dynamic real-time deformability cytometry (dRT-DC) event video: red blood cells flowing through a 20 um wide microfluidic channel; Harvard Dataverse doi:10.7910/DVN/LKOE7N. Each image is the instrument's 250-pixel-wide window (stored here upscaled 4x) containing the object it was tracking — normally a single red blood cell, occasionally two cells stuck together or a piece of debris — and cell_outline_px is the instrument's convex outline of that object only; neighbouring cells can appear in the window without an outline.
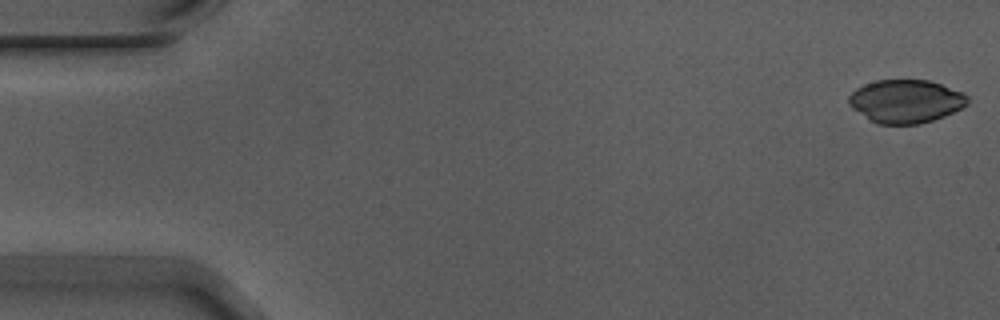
{"species": "Egyptian fruit bat (a non-hibernating species)", "species_latin": "Rousettus aegyptiacus", "temperature_condition": "warm", "stored_images_in_passage": 54, "camera_frame_rate_fps": 3000, "um_per_image_px": 0.085, "animal": {"sex": "male"}, "frame": {"image": 1, "passage_image": 1, "time_ms": 0.0, "image_size_px": [1000, 320], "cell_outline_px": [[968, 104], [944, 116], [920, 124], [876, 124], [852, 108], [848, 104], [848, 96], [856, 88], [864, 84], [876, 80], [928, 80], [964, 92], [968, 96]], "centroid_in_image_um": [76.97, 8.6], "position_along_channel_um": 8.0, "area_um2": 29.94}}
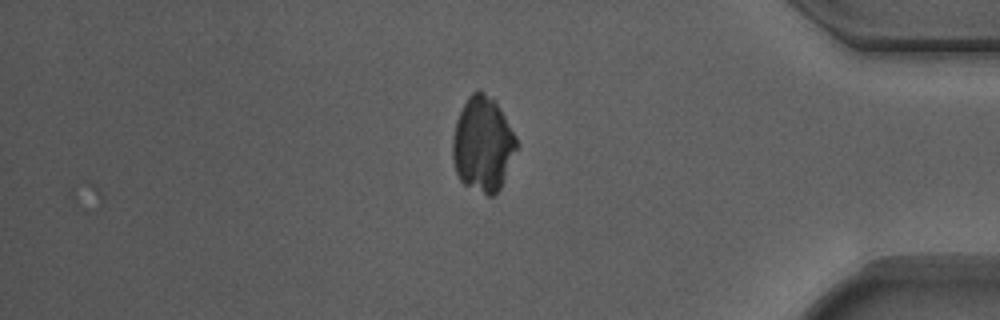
{"frame": {"image": 2, "passage_image": 46, "time_ms": 15.0, "image_size_px": [1000, 320], "cell_outline_px": [[520, 148], [500, 188], [492, 196], [488, 196], [464, 184], [460, 180], [456, 172], [452, 156], [452, 136], [456, 120], [468, 96], [472, 92], [480, 88], [496, 100], [516, 136], [520, 144]], "centroid_in_image_um": [41.07, 12.24], "position_along_channel_um": 394.1, "area_um2": 36.13}}